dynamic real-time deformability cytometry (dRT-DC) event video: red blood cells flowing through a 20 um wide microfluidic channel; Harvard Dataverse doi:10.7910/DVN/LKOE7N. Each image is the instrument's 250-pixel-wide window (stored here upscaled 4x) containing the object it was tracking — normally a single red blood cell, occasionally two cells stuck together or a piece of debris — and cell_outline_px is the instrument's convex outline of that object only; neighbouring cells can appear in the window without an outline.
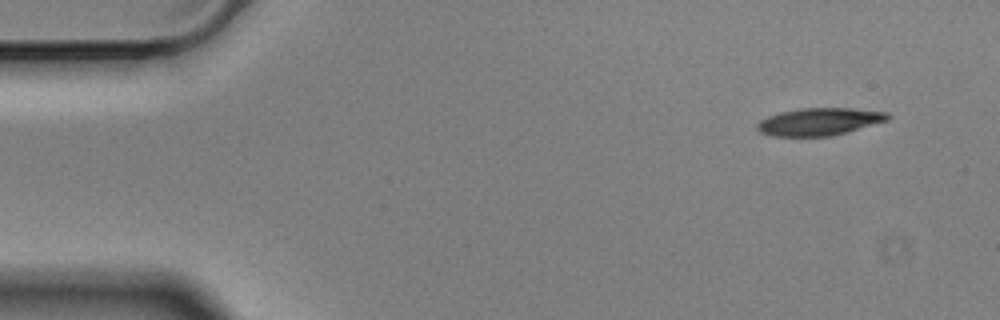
{"species": "Egyptian fruit bat (a non-hibernating species)", "species_latin": "Rousettus aegyptiacus", "temperature_condition": "cold", "stored_images_in_passage": 3, "camera_frame_rate_fps": 3000, "um_per_image_px": 0.085, "animal": {"sex": "male"}, "frame": {"image": 1, "passage_image": 1, "time_ms": 0.0, "image_size_px": [1000, 320], "cell_outline_px": [[892, 116], [888, 120], [848, 132], [832, 136], [772, 136], [760, 132], [756, 128], [756, 124], [760, 120], [768, 116], [780, 112], [800, 108], [852, 108], [888, 112]], "centroid_in_image_um": [69.65, 10.34], "position_along_channel_um": 15.3, "area_um2": 21.04}}
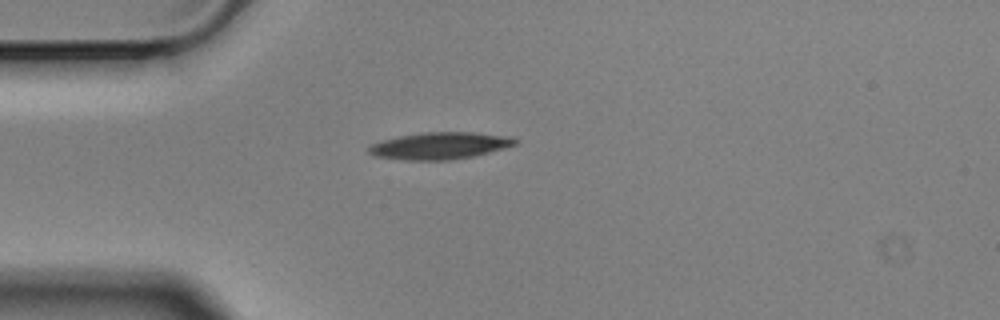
{"frame": {"image": 2, "passage_image": 3, "time_ms": 0.667, "image_size_px": [1000, 320], "cell_outline_px": [[516, 144], [504, 148], [472, 156], [452, 160], [404, 160], [376, 156], [368, 152], [368, 148], [372, 144], [384, 140], [400, 136], [424, 132], [472, 132], [508, 136], [516, 140]], "centroid_in_image_um": [37.37, 12.39], "position_along_channel_um": 47.6, "area_um2": 22.66}}